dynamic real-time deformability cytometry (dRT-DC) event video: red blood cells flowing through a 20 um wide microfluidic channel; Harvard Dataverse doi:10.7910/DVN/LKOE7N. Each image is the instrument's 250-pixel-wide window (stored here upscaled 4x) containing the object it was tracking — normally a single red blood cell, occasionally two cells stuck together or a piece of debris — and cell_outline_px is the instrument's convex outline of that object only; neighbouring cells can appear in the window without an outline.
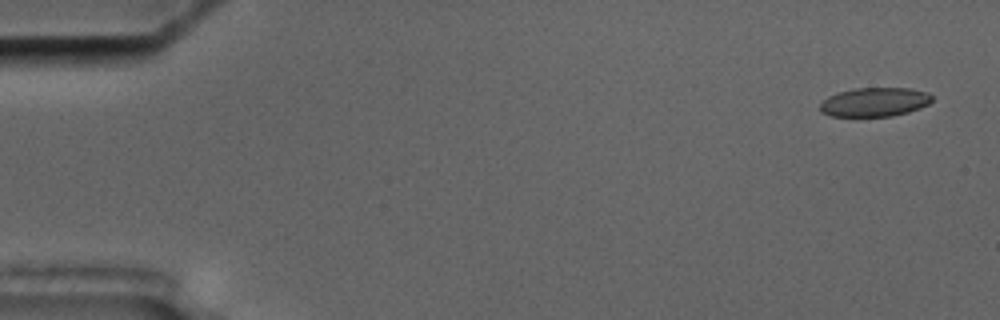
{"species": "common noctule bat (a hibernating species)", "species_latin": "Nyctalus noctula", "temperature_condition": "cold", "stored_images_in_passage": 10, "camera_frame_rate_fps": 3000, "um_per_image_px": 0.085, "animal": {"sex": "male", "body_mass_g": 17.5, "forearm_length_mm": 52.3}, "frame": {"image": 1, "passage_image": 1, "time_ms": 0.0, "image_size_px": [1000, 320], "cell_outline_px": [[932, 100], [928, 104], [920, 108], [908, 112], [892, 116], [832, 116], [820, 112], [820, 100], [836, 92], [856, 88], [908, 88], [928, 92], [932, 96]], "centroid_in_image_um": [74.31, 8.67], "position_along_channel_um": 10.7, "area_um2": 19.07}}
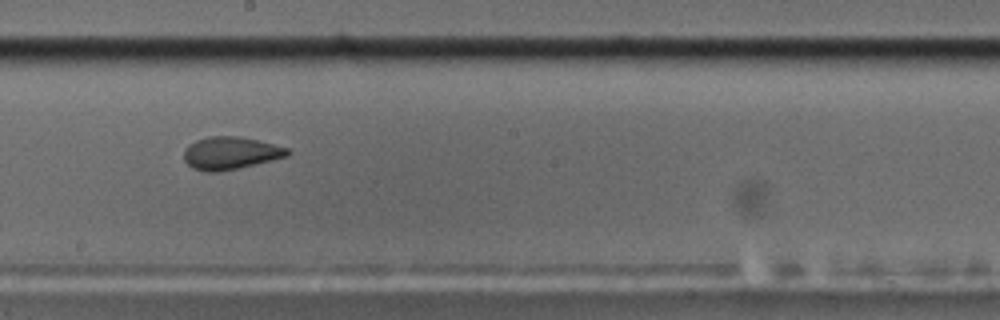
{"frame": {"image": 2, "passage_image": 9, "time_ms": 10.0, "image_size_px": [1000, 320], "cell_outline_px": [[292, 152], [288, 156], [272, 160], [220, 172], [204, 172], [192, 168], [184, 160], [184, 148], [188, 144], [196, 140], [208, 136], [240, 136], [288, 148]], "centroid_in_image_um": [19.56, 13.01], "position_along_channel_um": 228.6, "area_um2": 19.77}}
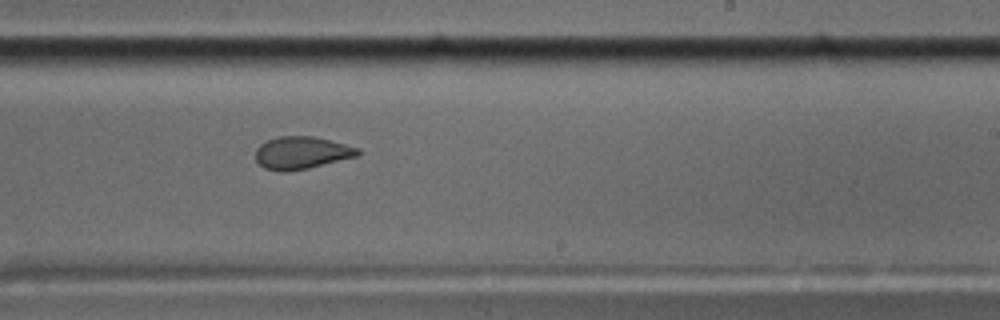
{"frame": {"image": 3, "passage_image": 10, "time_ms": 11.0, "image_size_px": [1000, 320], "cell_outline_px": [[360, 156], [308, 168], [288, 172], [280, 172], [264, 168], [256, 160], [256, 148], [260, 144], [268, 140], [280, 136], [312, 136], [360, 148]], "centroid_in_image_um": [25.64, 13.0], "position_along_channel_um": 263.4, "area_um2": 19.42}}